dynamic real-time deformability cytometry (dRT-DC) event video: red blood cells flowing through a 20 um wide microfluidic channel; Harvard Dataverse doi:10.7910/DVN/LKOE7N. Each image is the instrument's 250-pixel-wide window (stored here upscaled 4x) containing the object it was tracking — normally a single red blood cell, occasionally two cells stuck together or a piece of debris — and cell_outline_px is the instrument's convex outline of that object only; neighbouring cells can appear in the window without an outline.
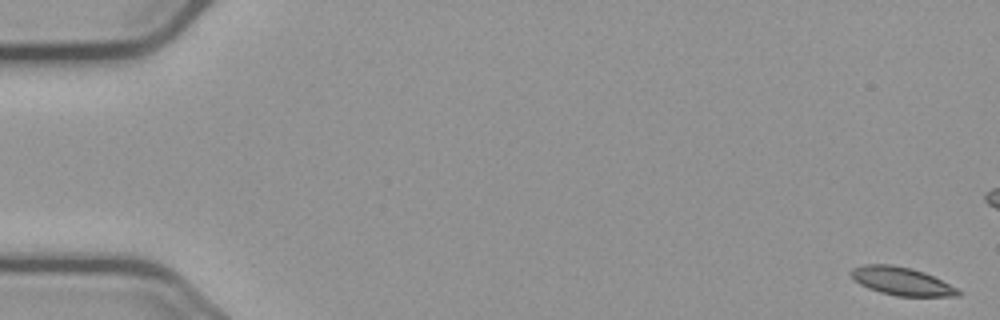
{"species": "common noctule bat (a hibernating species)", "species_latin": "Nyctalus noctula", "temperature_condition": "cold", "stored_images_in_passage": 57, "camera_frame_rate_fps": 3000, "um_per_image_px": 0.085, "animal": {"sex": "male", "body_mass_g": 23.1, "forearm_length_mm": 52.7}, "frame": {"image": 1, "passage_image": 1, "time_ms": 0.0, "image_size_px": [1000, 320], "cell_outline_px": [[964, 292], [960, 296], [896, 296], [880, 292], [868, 288], [860, 284], [848, 272], [852, 268], [864, 264], [892, 264], [912, 268], [924, 272]], "centroid_in_image_um": [76.62, 23.9], "position_along_channel_um": 8.4, "area_um2": 17.51}}
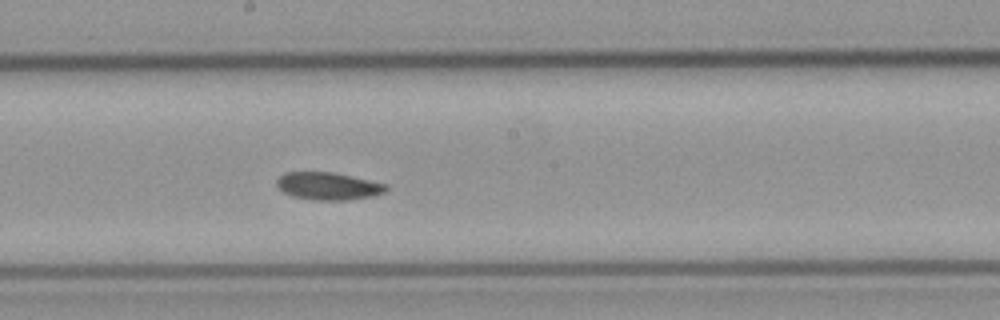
{"frame": {"image": 2, "passage_image": 31, "time_ms": 10.0, "image_size_px": [1000, 320], "cell_outline_px": [[388, 188], [384, 192], [372, 196], [348, 200], [312, 200], [292, 196], [284, 192], [276, 184], [276, 180], [284, 172], [332, 172], [388, 184]], "centroid_in_image_um": [27.89, 15.82], "position_along_channel_um": 220.3, "area_um2": 17.51}}
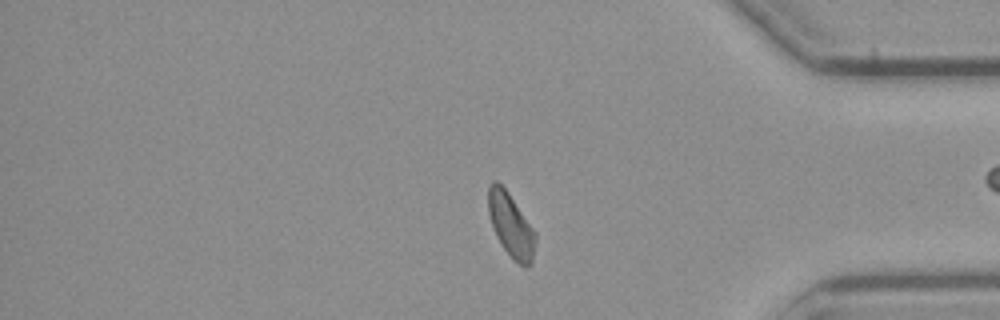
{"frame": {"image": 3, "passage_image": 47, "time_ms": 15.333, "image_size_px": [1000, 320], "cell_outline_px": [[536, 240], [532, 264], [524, 268], [512, 260], [496, 236], [488, 212], [488, 184], [492, 180], [496, 180], [508, 192], [536, 232]], "centroid_in_image_um": [43.43, 19.16], "position_along_channel_um": 391.8, "area_um2": 17.69}, "authors_computed_cell_mechanics": {"area_um2": 17.7446, "velocity_mm_per_s": 3.6514, "shape_relaxation_time_tau1_ms": 9.8774, "shape_relaxation_time_tau2_ms": 5.0994, "deformation_change_tau1": 0.1404, "deformation_change_tau2": 0.1025}}